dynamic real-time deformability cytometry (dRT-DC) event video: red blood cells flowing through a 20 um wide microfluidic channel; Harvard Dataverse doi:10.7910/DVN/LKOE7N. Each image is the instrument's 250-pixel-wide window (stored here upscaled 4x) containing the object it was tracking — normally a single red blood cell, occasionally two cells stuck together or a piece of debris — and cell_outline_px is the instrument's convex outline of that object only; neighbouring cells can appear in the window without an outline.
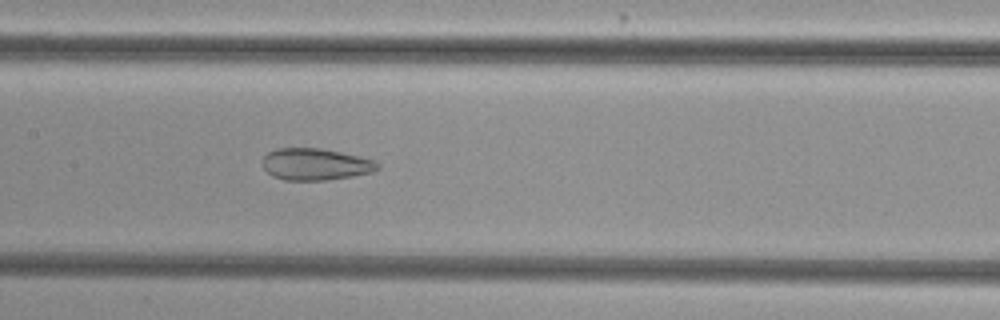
{"species": "common noctule bat (a hibernating species)", "species_latin": "Nyctalus noctula", "temperature_condition": "cold", "stored_images_in_passage": 54, "camera_frame_rate_fps": 3000, "um_per_image_px": 0.085, "animal": {"sex": "female", "body_mass_g": 29.2, "forearm_length_mm": 56.3}, "frame": {"image": 1, "passage_image": 27, "time_ms": 8.667, "image_size_px": [1000, 320], "cell_outline_px": [[380, 168], [372, 172], [352, 176], [328, 180], [284, 180], [272, 176], [260, 164], [264, 156], [268, 152], [276, 148], [320, 148], [360, 156], [372, 160], [380, 164]], "centroid_in_image_um": [26.79, 13.96], "position_along_channel_um": 180.6, "area_um2": 21.44}}
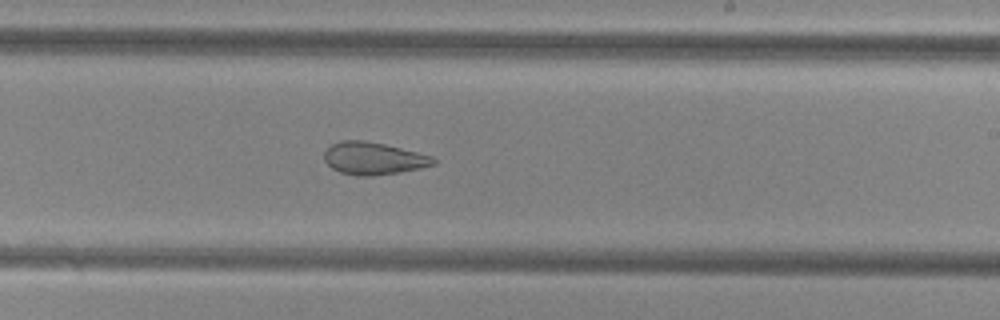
{"frame": {"image": 2, "passage_image": 33, "time_ms": 10.667, "image_size_px": [1000, 320], "cell_outline_px": [[436, 164], [420, 168], [400, 172], [372, 176], [356, 176], [340, 172], [332, 168], [324, 160], [324, 152], [332, 144], [340, 140], [364, 140], [384, 144], [432, 156], [436, 160]], "centroid_in_image_um": [31.73, 13.47], "position_along_channel_um": 257.3, "area_um2": 20.58}}
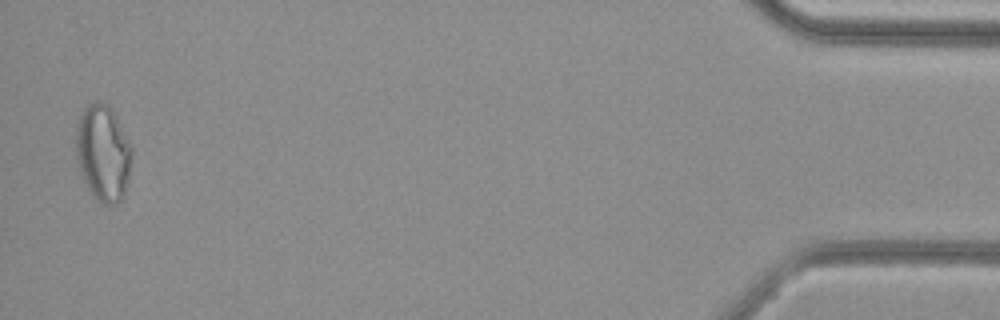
{"frame": {"image": 3, "passage_image": 53, "time_ms": 17.333, "image_size_px": [1000, 320], "cell_outline_px": [[132, 152], [128, 180], [124, 196], [116, 204], [104, 204], [96, 200], [92, 196], [84, 180], [76, 156], [76, 128], [80, 116], [84, 108], [88, 104], [96, 100], [108, 104], [112, 108], [132, 148]], "centroid_in_image_um": [8.76, 12.99], "position_along_channel_um": 426.4, "area_um2": 31.33}, "authors_computed_cell_mechanics": {"area_um2": 27.3683, "velocity_mm_per_s": 3.8412, "shape_relaxation_time_tau1_ms": null, "shape_relaxation_time_tau2_ms": 1.6939, "deformation_change_tau1": null, "deformation_change_tau2": 0.0918}}